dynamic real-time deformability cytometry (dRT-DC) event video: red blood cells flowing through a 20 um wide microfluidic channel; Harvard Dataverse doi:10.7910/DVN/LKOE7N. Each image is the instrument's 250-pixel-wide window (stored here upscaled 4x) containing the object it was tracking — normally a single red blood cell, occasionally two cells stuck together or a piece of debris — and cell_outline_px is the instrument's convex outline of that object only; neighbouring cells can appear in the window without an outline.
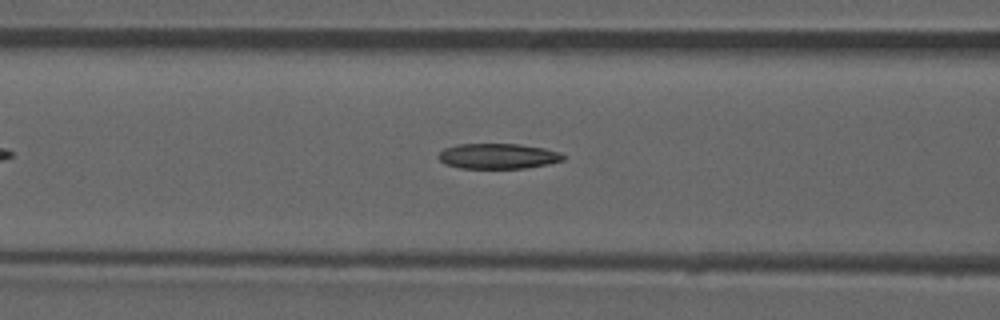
{"species": "common noctule bat (a hibernating species)", "species_latin": "Nyctalus noctula", "temperature_condition": "room temperature", "stored_images_in_passage": 44, "camera_frame_rate_fps": 3000, "um_per_image_px": 0.085, "animal": {"sex": "male", "forearm_length_mm": 52.5}, "frame": {"image": 1, "passage_image": 13, "time_ms": 4.0, "image_size_px": [1000, 320], "cell_outline_px": [[564, 160], [548, 164], [524, 168], [460, 168], [444, 164], [436, 156], [444, 148], [456, 144], [520, 144], [544, 148], [560, 152], [564, 156]], "centroid_in_image_um": [42.3, 13.27], "position_along_channel_um": 124.3, "area_um2": 18.5}, "authors_computed_cell_mechanics": {"area_um2": 18.7561, "velocity_mm_per_s": 3.9359, "shape_relaxation_time_tau1_ms": null, "shape_relaxation_time_tau2_ms": 8.5185, "deformation_change_tau1": null, "deformation_change_tau2": 0.1971}}